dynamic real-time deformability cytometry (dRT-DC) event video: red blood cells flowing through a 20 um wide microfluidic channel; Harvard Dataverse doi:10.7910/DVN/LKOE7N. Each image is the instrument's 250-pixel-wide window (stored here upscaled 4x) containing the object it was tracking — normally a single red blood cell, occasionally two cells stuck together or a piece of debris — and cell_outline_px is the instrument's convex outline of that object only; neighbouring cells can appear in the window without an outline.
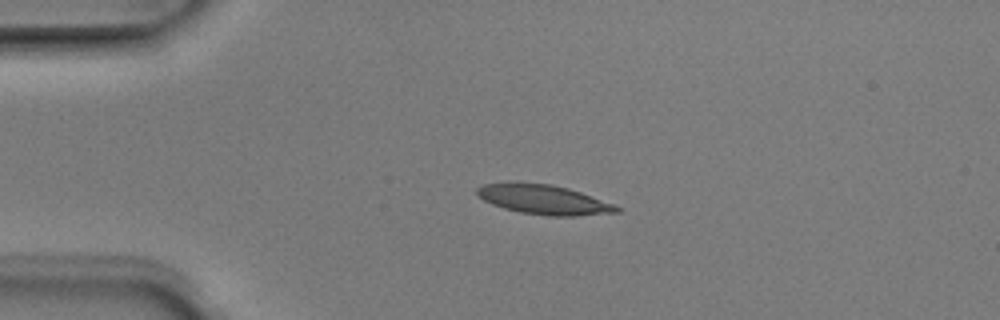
{"species": "Egyptian fruit bat (a non-hibernating species)", "species_latin": "Rousettus aegyptiacus", "temperature_condition": "room temperature", "stored_images_in_passage": 3, "camera_frame_rate_fps": 3000, "um_per_image_px": 0.085, "animal": {"sex": "male"}, "frame": {"image": 1, "passage_image": 2, "time_ms": 0.333, "image_size_px": [1000, 320], "cell_outline_px": [[620, 212], [576, 216], [548, 216], [520, 212], [504, 208], [492, 204], [476, 196], [476, 188], [480, 184], [552, 184], [568, 188], [616, 204], [620, 208]], "centroid_in_image_um": [46.26, 16.99], "position_along_channel_um": 38.7, "area_um2": 23.76}}